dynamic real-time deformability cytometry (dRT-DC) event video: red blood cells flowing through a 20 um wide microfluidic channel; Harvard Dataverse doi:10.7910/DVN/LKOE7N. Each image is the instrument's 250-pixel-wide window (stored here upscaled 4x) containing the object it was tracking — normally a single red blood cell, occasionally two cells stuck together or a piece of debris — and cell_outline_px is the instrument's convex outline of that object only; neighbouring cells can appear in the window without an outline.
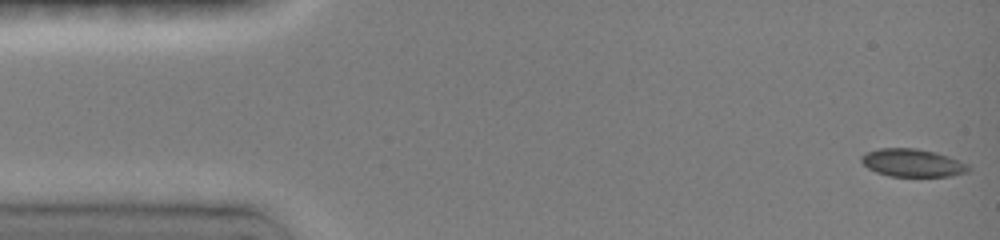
{"species": "common noctule bat (a hibernating species)", "species_latin": "Nyctalus noctula", "temperature_condition": "room temperature", "stored_images_in_passage": 10, "camera_frame_rate_fps": 3000, "um_per_image_px": 0.085, "animal": {"sex": "female", "body_mass_g": 19.0, "forearm_length_mm": 51.5}, "frame": {"image": 1, "passage_image": 1, "time_ms": 0.0, "image_size_px": [1000, 240], "cell_outline_px": [[968, 172], [948, 176], [888, 176], [876, 172], [868, 168], [860, 160], [860, 156], [864, 152], [880, 148], [916, 148], [936, 152], [948, 156], [968, 164]], "centroid_in_image_um": [77.51, 13.83], "position_along_channel_um": 7.5, "area_um2": 17.4}}
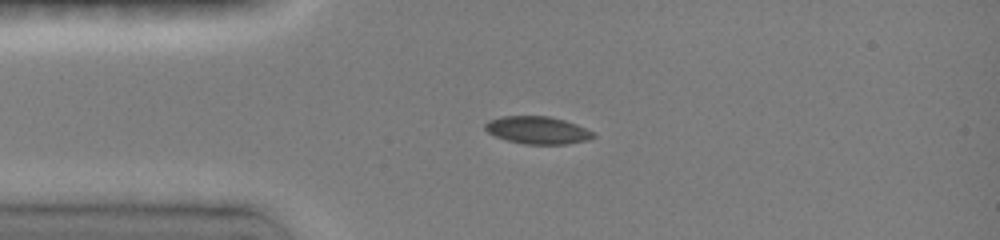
{"frame": {"image": 2, "passage_image": 6, "time_ms": 3.333, "image_size_px": [1000, 240], "cell_outline_px": [[596, 136], [588, 140], [564, 144], [524, 144], [508, 140], [496, 136], [488, 132], [484, 128], [484, 124], [488, 120], [500, 116], [548, 116], [564, 120], [576, 124], [596, 132]], "centroid_in_image_um": [45.7, 11.06], "position_along_channel_um": 39.3, "area_um2": 17.4}}
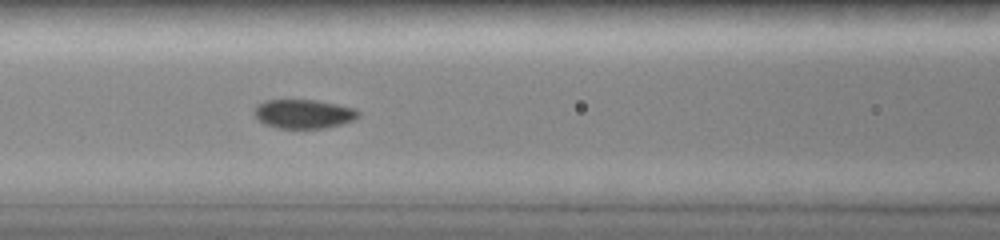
{"frame": {"image": 3, "passage_image": 10, "time_ms": 6.333, "image_size_px": [1000, 240], "cell_outline_px": [[360, 116], [356, 120], [324, 128], [276, 128], [264, 124], [252, 112], [256, 104], [264, 100], [316, 100], [356, 108], [360, 112]], "centroid_in_image_um": [25.81, 9.67], "position_along_channel_um": 140.8, "area_um2": 17.8}}